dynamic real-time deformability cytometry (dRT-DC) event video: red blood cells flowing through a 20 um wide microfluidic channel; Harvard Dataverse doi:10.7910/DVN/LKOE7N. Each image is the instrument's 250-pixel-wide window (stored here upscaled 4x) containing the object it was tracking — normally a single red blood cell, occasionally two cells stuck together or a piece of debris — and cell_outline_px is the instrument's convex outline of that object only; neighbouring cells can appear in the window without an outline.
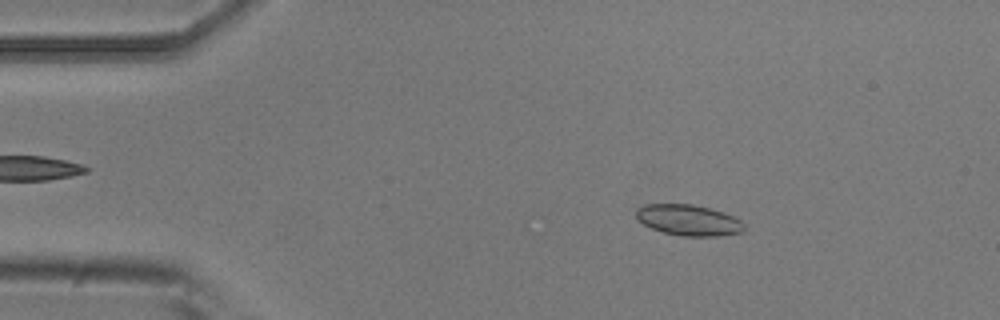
{"species": "common noctule bat (a hibernating species)", "species_latin": "Nyctalus noctula", "temperature_condition": "room temperature", "stored_images_in_passage": 51, "camera_frame_rate_fps": 3000, "um_per_image_px": 0.085, "animal": {"sex": "male", "body_mass_g": 20.5, "forearm_length_mm": 52.5}, "frame": {"image": 1, "passage_image": 8, "time_ms": 2.333, "image_size_px": [1000, 320], "cell_outline_px": [[744, 228], [740, 232], [720, 236], [680, 236], [664, 232], [652, 228], [644, 224], [636, 216], [636, 208], [644, 204], [692, 204], [724, 212], [740, 220], [744, 224]], "centroid_in_image_um": [58.51, 18.7], "position_along_channel_um": 26.5, "area_um2": 19.31}}
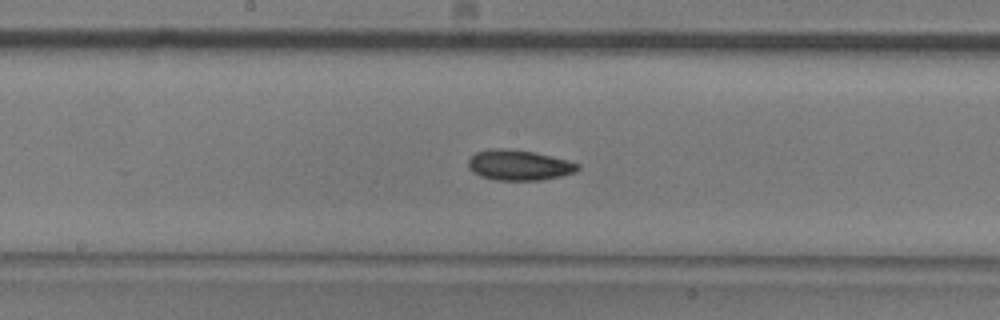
{"frame": {"image": 2, "passage_image": 26, "time_ms": 8.333, "image_size_px": [1000, 320], "cell_outline_px": [[580, 168], [576, 172], [560, 176], [540, 180], [496, 180], [480, 176], [472, 172], [468, 168], [468, 160], [476, 152], [492, 148], [500, 148], [536, 152], [568, 160], [580, 164]], "centroid_in_image_um": [44.11, 14.03], "position_along_channel_um": 204.1, "area_um2": 19.48}}
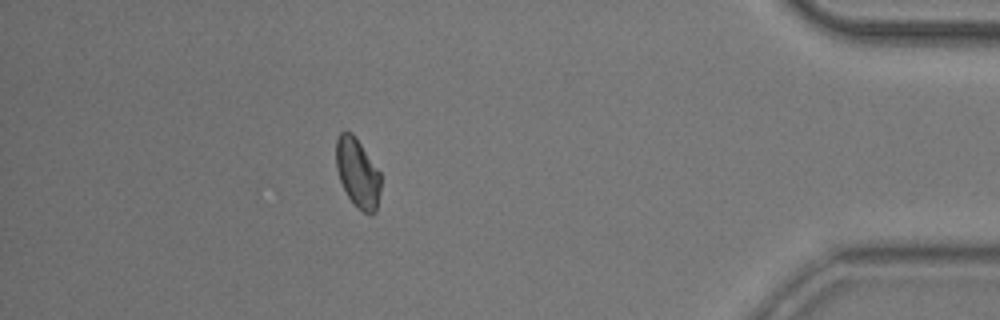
{"frame": {"image": 3, "passage_image": 45, "time_ms": 14.667, "image_size_px": [1000, 320], "cell_outline_px": [[380, 192], [376, 212], [372, 216], [356, 208], [348, 196], [340, 180], [336, 168], [336, 140], [340, 132], [352, 132], [380, 172]], "centroid_in_image_um": [30.4, 14.73], "position_along_channel_um": 404.8, "area_um2": 17.98}, "authors_computed_cell_mechanics": {"area_um2": 18.6116, "velocity_mm_per_s": 3.9348, "shape_relaxation_time_tau1_ms": 5.1041, "shape_relaxation_time_tau2_ms": 3.4536, "deformation_change_tau1": 0.1202, "deformation_change_tau2": 0.082}}